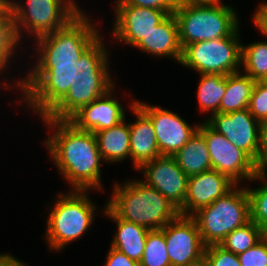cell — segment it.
I'll use <instances>...</instances> for the list:
<instances>
[{
	"instance_id": "1",
	"label": "cell",
	"mask_w": 267,
	"mask_h": 266,
	"mask_svg": "<svg viewBox=\"0 0 267 266\" xmlns=\"http://www.w3.org/2000/svg\"><path fill=\"white\" fill-rule=\"evenodd\" d=\"M41 118L54 132L44 142L47 150L72 189H100L102 158L95 134L78 129L69 120Z\"/></svg>"
},
{
	"instance_id": "2",
	"label": "cell",
	"mask_w": 267,
	"mask_h": 266,
	"mask_svg": "<svg viewBox=\"0 0 267 266\" xmlns=\"http://www.w3.org/2000/svg\"><path fill=\"white\" fill-rule=\"evenodd\" d=\"M107 53L100 36L81 55L78 62L74 63L73 85L44 118L69 120L83 106L103 96L115 86L109 75Z\"/></svg>"
},
{
	"instance_id": "3",
	"label": "cell",
	"mask_w": 267,
	"mask_h": 266,
	"mask_svg": "<svg viewBox=\"0 0 267 266\" xmlns=\"http://www.w3.org/2000/svg\"><path fill=\"white\" fill-rule=\"evenodd\" d=\"M112 195L106 206L117 217L148 230L164 228L179 215L173 204L143 180L116 183Z\"/></svg>"
},
{
	"instance_id": "4",
	"label": "cell",
	"mask_w": 267,
	"mask_h": 266,
	"mask_svg": "<svg viewBox=\"0 0 267 266\" xmlns=\"http://www.w3.org/2000/svg\"><path fill=\"white\" fill-rule=\"evenodd\" d=\"M221 2L178 6L173 14L177 19L182 49L194 42L231 36L239 28L234 9Z\"/></svg>"
},
{
	"instance_id": "5",
	"label": "cell",
	"mask_w": 267,
	"mask_h": 266,
	"mask_svg": "<svg viewBox=\"0 0 267 266\" xmlns=\"http://www.w3.org/2000/svg\"><path fill=\"white\" fill-rule=\"evenodd\" d=\"M87 195V190L57 194L59 198L50 211L45 231L52 251L81 238L93 223L97 208Z\"/></svg>"
},
{
	"instance_id": "6",
	"label": "cell",
	"mask_w": 267,
	"mask_h": 266,
	"mask_svg": "<svg viewBox=\"0 0 267 266\" xmlns=\"http://www.w3.org/2000/svg\"><path fill=\"white\" fill-rule=\"evenodd\" d=\"M236 186L192 215L206 246L220 244L229 233L250 221L248 192L242 187L235 189Z\"/></svg>"
},
{
	"instance_id": "7",
	"label": "cell",
	"mask_w": 267,
	"mask_h": 266,
	"mask_svg": "<svg viewBox=\"0 0 267 266\" xmlns=\"http://www.w3.org/2000/svg\"><path fill=\"white\" fill-rule=\"evenodd\" d=\"M85 12L81 11L64 28L36 39L38 57L36 66H54V63H76L81 55L100 37Z\"/></svg>"
},
{
	"instance_id": "8",
	"label": "cell",
	"mask_w": 267,
	"mask_h": 266,
	"mask_svg": "<svg viewBox=\"0 0 267 266\" xmlns=\"http://www.w3.org/2000/svg\"><path fill=\"white\" fill-rule=\"evenodd\" d=\"M26 5L7 0L19 41L22 27L38 39L64 28L82 11L73 0H27Z\"/></svg>"
},
{
	"instance_id": "9",
	"label": "cell",
	"mask_w": 267,
	"mask_h": 266,
	"mask_svg": "<svg viewBox=\"0 0 267 266\" xmlns=\"http://www.w3.org/2000/svg\"><path fill=\"white\" fill-rule=\"evenodd\" d=\"M74 63H54V66H34L18 81L19 89L32 111L44 117L73 85ZM26 97V98H25Z\"/></svg>"
},
{
	"instance_id": "10",
	"label": "cell",
	"mask_w": 267,
	"mask_h": 266,
	"mask_svg": "<svg viewBox=\"0 0 267 266\" xmlns=\"http://www.w3.org/2000/svg\"><path fill=\"white\" fill-rule=\"evenodd\" d=\"M239 28L228 37L194 42L183 49L180 64L199 74L229 75L241 68Z\"/></svg>"
},
{
	"instance_id": "11",
	"label": "cell",
	"mask_w": 267,
	"mask_h": 266,
	"mask_svg": "<svg viewBox=\"0 0 267 266\" xmlns=\"http://www.w3.org/2000/svg\"><path fill=\"white\" fill-rule=\"evenodd\" d=\"M198 131L205 137L213 170L226 175L236 185L243 179L250 181L257 174L254 161L206 121L199 124Z\"/></svg>"
},
{
	"instance_id": "12",
	"label": "cell",
	"mask_w": 267,
	"mask_h": 266,
	"mask_svg": "<svg viewBox=\"0 0 267 266\" xmlns=\"http://www.w3.org/2000/svg\"><path fill=\"white\" fill-rule=\"evenodd\" d=\"M160 230L165 236L171 266H193L203 261L206 245L192 216L179 214Z\"/></svg>"
},
{
	"instance_id": "13",
	"label": "cell",
	"mask_w": 267,
	"mask_h": 266,
	"mask_svg": "<svg viewBox=\"0 0 267 266\" xmlns=\"http://www.w3.org/2000/svg\"><path fill=\"white\" fill-rule=\"evenodd\" d=\"M135 104L151 119L160 155H175L197 132L198 124L189 125L178 114L159 106L135 101Z\"/></svg>"
},
{
	"instance_id": "14",
	"label": "cell",
	"mask_w": 267,
	"mask_h": 266,
	"mask_svg": "<svg viewBox=\"0 0 267 266\" xmlns=\"http://www.w3.org/2000/svg\"><path fill=\"white\" fill-rule=\"evenodd\" d=\"M206 122L253 161L256 160L261 123L250 114L248 108L230 113H216L207 118Z\"/></svg>"
},
{
	"instance_id": "15",
	"label": "cell",
	"mask_w": 267,
	"mask_h": 266,
	"mask_svg": "<svg viewBox=\"0 0 267 266\" xmlns=\"http://www.w3.org/2000/svg\"><path fill=\"white\" fill-rule=\"evenodd\" d=\"M137 170L144 171L145 184L157 189L178 210L183 206L188 176L178 166L173 156L161 155L144 163Z\"/></svg>"
},
{
	"instance_id": "16",
	"label": "cell",
	"mask_w": 267,
	"mask_h": 266,
	"mask_svg": "<svg viewBox=\"0 0 267 266\" xmlns=\"http://www.w3.org/2000/svg\"><path fill=\"white\" fill-rule=\"evenodd\" d=\"M115 15L114 37L134 47L168 16L164 10L127 3H116Z\"/></svg>"
},
{
	"instance_id": "17",
	"label": "cell",
	"mask_w": 267,
	"mask_h": 266,
	"mask_svg": "<svg viewBox=\"0 0 267 266\" xmlns=\"http://www.w3.org/2000/svg\"><path fill=\"white\" fill-rule=\"evenodd\" d=\"M236 184L226 175L209 170L188 177L187 193L180 215L192 216L200 208L212 204L228 193Z\"/></svg>"
},
{
	"instance_id": "18",
	"label": "cell",
	"mask_w": 267,
	"mask_h": 266,
	"mask_svg": "<svg viewBox=\"0 0 267 266\" xmlns=\"http://www.w3.org/2000/svg\"><path fill=\"white\" fill-rule=\"evenodd\" d=\"M114 87L103 96L83 106L69 121L78 129L92 133L112 128L125 120V109L112 98Z\"/></svg>"
},
{
	"instance_id": "19",
	"label": "cell",
	"mask_w": 267,
	"mask_h": 266,
	"mask_svg": "<svg viewBox=\"0 0 267 266\" xmlns=\"http://www.w3.org/2000/svg\"><path fill=\"white\" fill-rule=\"evenodd\" d=\"M137 120L130 127V159L135 169H139L144 163L161 156L154 125L151 119L135 104V100L129 106Z\"/></svg>"
},
{
	"instance_id": "20",
	"label": "cell",
	"mask_w": 267,
	"mask_h": 266,
	"mask_svg": "<svg viewBox=\"0 0 267 266\" xmlns=\"http://www.w3.org/2000/svg\"><path fill=\"white\" fill-rule=\"evenodd\" d=\"M143 52L158 57L165 56L181 62L183 49L179 39V28L175 15L169 14L150 31L136 46Z\"/></svg>"
},
{
	"instance_id": "21",
	"label": "cell",
	"mask_w": 267,
	"mask_h": 266,
	"mask_svg": "<svg viewBox=\"0 0 267 266\" xmlns=\"http://www.w3.org/2000/svg\"><path fill=\"white\" fill-rule=\"evenodd\" d=\"M103 211L107 217L117 222V232H115L111 247L139 263L143 256L146 236L150 230L117 217L107 206Z\"/></svg>"
},
{
	"instance_id": "22",
	"label": "cell",
	"mask_w": 267,
	"mask_h": 266,
	"mask_svg": "<svg viewBox=\"0 0 267 266\" xmlns=\"http://www.w3.org/2000/svg\"><path fill=\"white\" fill-rule=\"evenodd\" d=\"M94 134L103 161L117 163L128 157L130 159V127L124 120Z\"/></svg>"
},
{
	"instance_id": "23",
	"label": "cell",
	"mask_w": 267,
	"mask_h": 266,
	"mask_svg": "<svg viewBox=\"0 0 267 266\" xmlns=\"http://www.w3.org/2000/svg\"><path fill=\"white\" fill-rule=\"evenodd\" d=\"M173 157L188 177L212 170L205 137L198 130Z\"/></svg>"
},
{
	"instance_id": "24",
	"label": "cell",
	"mask_w": 267,
	"mask_h": 266,
	"mask_svg": "<svg viewBox=\"0 0 267 266\" xmlns=\"http://www.w3.org/2000/svg\"><path fill=\"white\" fill-rule=\"evenodd\" d=\"M257 81L239 72L226 75V92L221 99L219 113L236 112L248 108Z\"/></svg>"
},
{
	"instance_id": "25",
	"label": "cell",
	"mask_w": 267,
	"mask_h": 266,
	"mask_svg": "<svg viewBox=\"0 0 267 266\" xmlns=\"http://www.w3.org/2000/svg\"><path fill=\"white\" fill-rule=\"evenodd\" d=\"M226 92V76L222 74H200L197 98L201 112L219 113L221 99Z\"/></svg>"
},
{
	"instance_id": "26",
	"label": "cell",
	"mask_w": 267,
	"mask_h": 266,
	"mask_svg": "<svg viewBox=\"0 0 267 266\" xmlns=\"http://www.w3.org/2000/svg\"><path fill=\"white\" fill-rule=\"evenodd\" d=\"M264 236L265 232L250 220L245 225L229 233L219 245L238 255L253 247Z\"/></svg>"
},
{
	"instance_id": "27",
	"label": "cell",
	"mask_w": 267,
	"mask_h": 266,
	"mask_svg": "<svg viewBox=\"0 0 267 266\" xmlns=\"http://www.w3.org/2000/svg\"><path fill=\"white\" fill-rule=\"evenodd\" d=\"M241 65L253 80L263 81L267 76V41L242 45Z\"/></svg>"
},
{
	"instance_id": "28",
	"label": "cell",
	"mask_w": 267,
	"mask_h": 266,
	"mask_svg": "<svg viewBox=\"0 0 267 266\" xmlns=\"http://www.w3.org/2000/svg\"><path fill=\"white\" fill-rule=\"evenodd\" d=\"M266 171H258L251 179L260 180L261 186L256 189L246 188L250 200V220L259 226L264 232L267 231V177ZM266 182V183H264Z\"/></svg>"
},
{
	"instance_id": "29",
	"label": "cell",
	"mask_w": 267,
	"mask_h": 266,
	"mask_svg": "<svg viewBox=\"0 0 267 266\" xmlns=\"http://www.w3.org/2000/svg\"><path fill=\"white\" fill-rule=\"evenodd\" d=\"M140 266H171L164 233L150 230L146 236L145 248Z\"/></svg>"
},
{
	"instance_id": "30",
	"label": "cell",
	"mask_w": 267,
	"mask_h": 266,
	"mask_svg": "<svg viewBox=\"0 0 267 266\" xmlns=\"http://www.w3.org/2000/svg\"><path fill=\"white\" fill-rule=\"evenodd\" d=\"M19 42L15 31L14 19L10 9L6 6L0 12V71H3L2 69L10 63V57L12 58V54H14Z\"/></svg>"
},
{
	"instance_id": "31",
	"label": "cell",
	"mask_w": 267,
	"mask_h": 266,
	"mask_svg": "<svg viewBox=\"0 0 267 266\" xmlns=\"http://www.w3.org/2000/svg\"><path fill=\"white\" fill-rule=\"evenodd\" d=\"M203 261L207 266H241L238 255L219 244L206 246Z\"/></svg>"
},
{
	"instance_id": "32",
	"label": "cell",
	"mask_w": 267,
	"mask_h": 266,
	"mask_svg": "<svg viewBox=\"0 0 267 266\" xmlns=\"http://www.w3.org/2000/svg\"><path fill=\"white\" fill-rule=\"evenodd\" d=\"M248 110L260 123L267 122V84L263 81L256 82Z\"/></svg>"
},
{
	"instance_id": "33",
	"label": "cell",
	"mask_w": 267,
	"mask_h": 266,
	"mask_svg": "<svg viewBox=\"0 0 267 266\" xmlns=\"http://www.w3.org/2000/svg\"><path fill=\"white\" fill-rule=\"evenodd\" d=\"M241 266H267V236L245 252L238 254Z\"/></svg>"
},
{
	"instance_id": "34",
	"label": "cell",
	"mask_w": 267,
	"mask_h": 266,
	"mask_svg": "<svg viewBox=\"0 0 267 266\" xmlns=\"http://www.w3.org/2000/svg\"><path fill=\"white\" fill-rule=\"evenodd\" d=\"M116 3H127L137 7L164 10L168 15L178 8V0H117Z\"/></svg>"
},
{
	"instance_id": "35",
	"label": "cell",
	"mask_w": 267,
	"mask_h": 266,
	"mask_svg": "<svg viewBox=\"0 0 267 266\" xmlns=\"http://www.w3.org/2000/svg\"><path fill=\"white\" fill-rule=\"evenodd\" d=\"M254 164L257 171H266L267 169V122L260 125L259 144Z\"/></svg>"
},
{
	"instance_id": "36",
	"label": "cell",
	"mask_w": 267,
	"mask_h": 266,
	"mask_svg": "<svg viewBox=\"0 0 267 266\" xmlns=\"http://www.w3.org/2000/svg\"><path fill=\"white\" fill-rule=\"evenodd\" d=\"M108 252L105 266H140L138 262L111 246Z\"/></svg>"
},
{
	"instance_id": "37",
	"label": "cell",
	"mask_w": 267,
	"mask_h": 266,
	"mask_svg": "<svg viewBox=\"0 0 267 266\" xmlns=\"http://www.w3.org/2000/svg\"><path fill=\"white\" fill-rule=\"evenodd\" d=\"M253 16L254 24L267 37V4L262 2Z\"/></svg>"
},
{
	"instance_id": "38",
	"label": "cell",
	"mask_w": 267,
	"mask_h": 266,
	"mask_svg": "<svg viewBox=\"0 0 267 266\" xmlns=\"http://www.w3.org/2000/svg\"><path fill=\"white\" fill-rule=\"evenodd\" d=\"M0 266H25V264L10 254H0Z\"/></svg>"
},
{
	"instance_id": "39",
	"label": "cell",
	"mask_w": 267,
	"mask_h": 266,
	"mask_svg": "<svg viewBox=\"0 0 267 266\" xmlns=\"http://www.w3.org/2000/svg\"><path fill=\"white\" fill-rule=\"evenodd\" d=\"M217 0H178L179 5H187V4H200V3H212Z\"/></svg>"
},
{
	"instance_id": "40",
	"label": "cell",
	"mask_w": 267,
	"mask_h": 266,
	"mask_svg": "<svg viewBox=\"0 0 267 266\" xmlns=\"http://www.w3.org/2000/svg\"><path fill=\"white\" fill-rule=\"evenodd\" d=\"M7 6V0H0V12Z\"/></svg>"
},
{
	"instance_id": "41",
	"label": "cell",
	"mask_w": 267,
	"mask_h": 266,
	"mask_svg": "<svg viewBox=\"0 0 267 266\" xmlns=\"http://www.w3.org/2000/svg\"><path fill=\"white\" fill-rule=\"evenodd\" d=\"M193 266H207V264L204 261H202V262H200L196 265H193Z\"/></svg>"
},
{
	"instance_id": "42",
	"label": "cell",
	"mask_w": 267,
	"mask_h": 266,
	"mask_svg": "<svg viewBox=\"0 0 267 266\" xmlns=\"http://www.w3.org/2000/svg\"><path fill=\"white\" fill-rule=\"evenodd\" d=\"M263 82L267 84V76L265 77V79L263 80Z\"/></svg>"
}]
</instances>
